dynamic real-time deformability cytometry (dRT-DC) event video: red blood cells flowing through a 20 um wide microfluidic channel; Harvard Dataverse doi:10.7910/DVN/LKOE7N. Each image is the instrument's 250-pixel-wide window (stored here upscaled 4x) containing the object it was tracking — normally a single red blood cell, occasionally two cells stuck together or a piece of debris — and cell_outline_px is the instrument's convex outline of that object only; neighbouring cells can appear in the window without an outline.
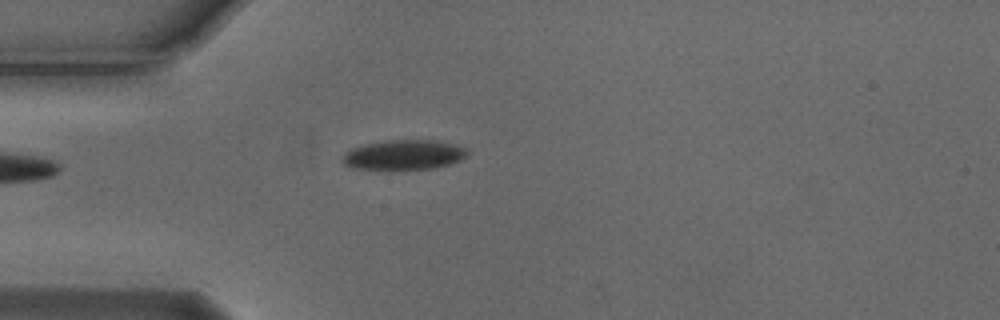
{"species": "Egyptian fruit bat (a non-hibernating species)", "species_latin": "Rousettus aegyptiacus", "temperature_condition": "cold", "stored_images_in_passage": 6, "camera_frame_rate_fps": 3000, "um_per_image_px": 0.085, "animal": {"sex": "male"}, "frame": {"image": 1, "passage_image": 5, "time_ms": 1.333, "image_size_px": [1000, 320], "cell_outline_px": [[468, 156], [460, 160], [448, 164], [432, 168], [352, 168], [344, 164], [344, 156], [352, 148], [384, 140], [436, 140], [452, 144], [464, 148], [468, 152]], "centroid_in_image_um": [34.37, 13.14], "position_along_channel_um": 50.6, "area_um2": 20.98}}